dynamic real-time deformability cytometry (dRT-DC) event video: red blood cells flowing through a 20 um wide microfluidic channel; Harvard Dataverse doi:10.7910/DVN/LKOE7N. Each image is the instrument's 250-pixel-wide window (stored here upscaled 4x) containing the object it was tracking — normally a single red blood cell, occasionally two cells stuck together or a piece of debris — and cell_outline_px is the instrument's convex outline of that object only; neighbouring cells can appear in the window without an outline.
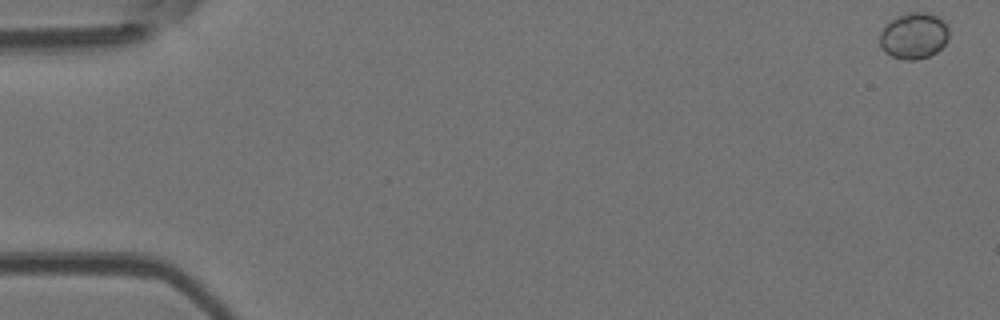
{"species": "Egyptian fruit bat (a non-hibernating species)", "species_latin": "Rousettus aegyptiacus", "temperature_condition": "room temperature", "stored_images_in_passage": 52, "camera_frame_rate_fps": 3000, "um_per_image_px": 0.085, "animal": {"sex": "female"}, "frame": {"image": 1, "passage_image": 1, "time_ms": 0.0, "image_size_px": [1000, 320], "cell_outline_px": [[948, 40], [936, 52], [928, 56], [916, 60], [904, 60], [892, 56], [884, 52], [880, 44], [880, 32], [896, 16], [908, 12], [928, 12], [944, 20], [948, 28]], "centroid_in_image_um": [77.68, 3.04], "position_along_channel_um": 7.3, "area_um2": 18.61}}
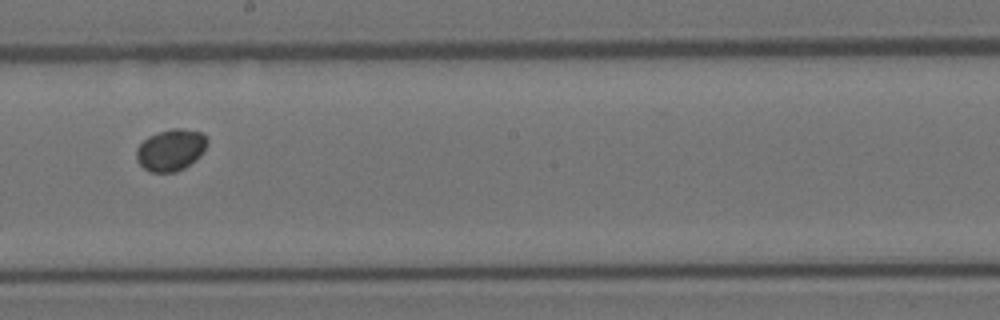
{"frame": {"image": 2, "passage_image": 30, "time_ms": 9.667, "image_size_px": [1000, 320], "cell_outline_px": [[208, 144], [200, 156], [196, 160], [184, 168], [176, 172], [152, 172], [144, 168], [136, 160], [136, 148], [148, 136], [172, 128], [184, 128], [200, 132], [208, 136]], "centroid_in_image_um": [14.54, 12.74], "position_along_channel_um": 233.7, "area_um2": 17.34}}
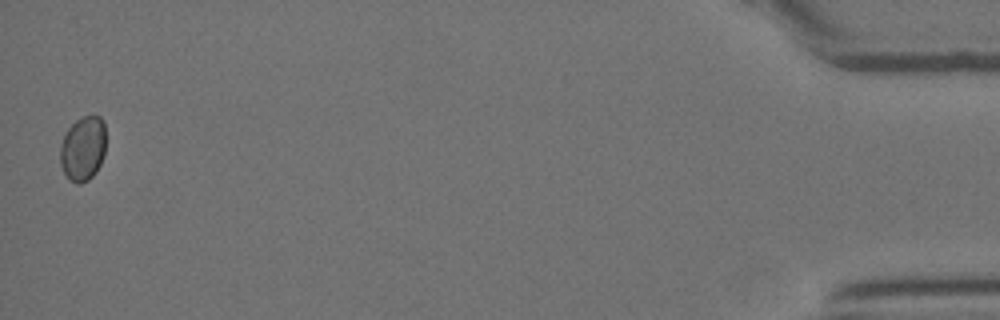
{"frame": {"image": 3, "passage_image": 52, "time_ms": 17.0, "image_size_px": [1000, 320], "cell_outline_px": [[104, 156], [96, 172], [88, 180], [80, 184], [76, 184], [64, 172], [60, 164], [60, 148], [64, 136], [68, 128], [76, 120], [84, 116], [100, 116], [104, 120]], "centroid_in_image_um": [7.05, 12.62], "position_along_channel_um": 428.1, "area_um2": 17.05}}